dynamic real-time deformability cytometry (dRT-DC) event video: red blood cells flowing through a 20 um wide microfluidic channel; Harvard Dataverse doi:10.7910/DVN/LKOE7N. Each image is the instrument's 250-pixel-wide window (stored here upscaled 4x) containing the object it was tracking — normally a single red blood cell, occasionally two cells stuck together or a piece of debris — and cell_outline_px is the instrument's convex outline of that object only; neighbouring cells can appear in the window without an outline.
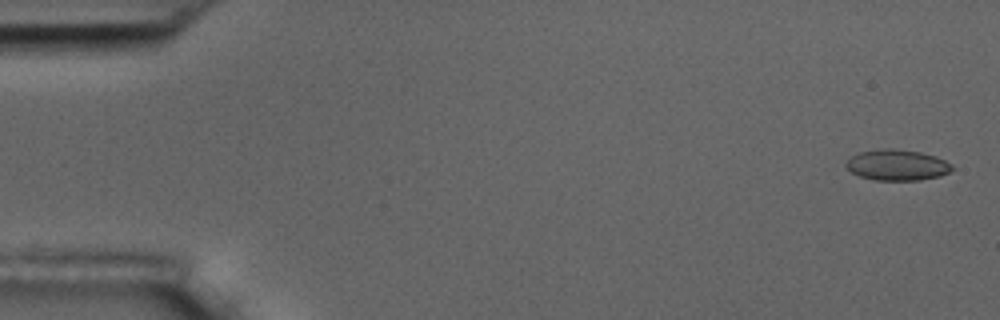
{"species": "common noctule bat (a hibernating species)", "species_latin": "Nyctalus noctula", "temperature_condition": "room temperature", "stored_images_in_passage": 9, "camera_frame_rate_fps": 3000, "um_per_image_px": 0.085, "animal": {"sex": "male", "body_mass_g": 17.5, "forearm_length_mm": 52.3}, "frame": {"image": 1, "passage_image": 1, "time_ms": 0.0, "image_size_px": [1000, 320], "cell_outline_px": [[952, 168], [948, 172], [940, 176], [920, 180], [872, 180], [860, 176], [852, 172], [844, 164], [852, 156], [860, 152], [884, 148], [892, 148], [920, 152], [936, 156], [952, 164]], "centroid_in_image_um": [76.25, 14.03], "position_along_channel_um": 8.7, "area_um2": 18.96}}
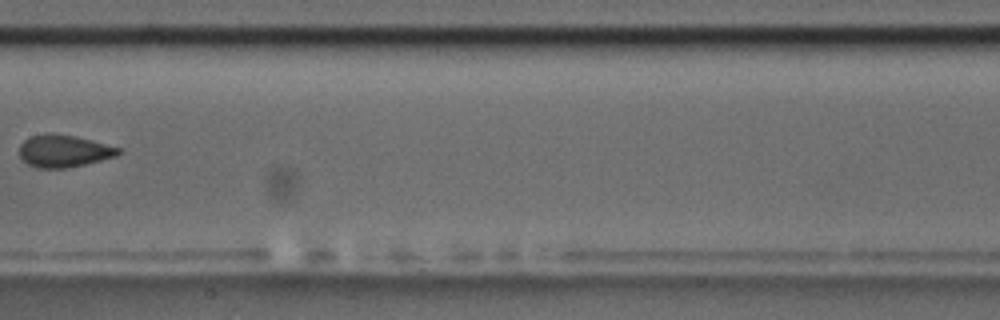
{"frame": {"image": 2, "passage_image": 8, "time_ms": 9.0, "image_size_px": [1000, 320], "cell_outline_px": [[124, 152], [116, 156], [84, 164], [64, 168], [36, 168], [28, 164], [20, 156], [20, 144], [24, 140], [32, 136], [44, 132], [52, 132], [76, 136], [120, 148]], "centroid_in_image_um": [5.41, 12.82], "position_along_channel_um": 202.0, "area_um2": 18.67}}
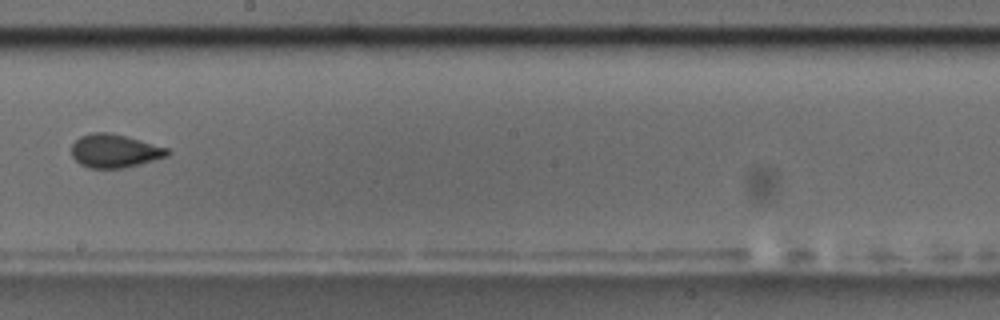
{"frame": {"image": 3, "passage_image": 9, "time_ms": 10.0, "image_size_px": [1000, 320], "cell_outline_px": [[168, 156], [140, 164], [124, 168], [88, 168], [80, 164], [72, 156], [72, 144], [80, 136], [92, 132], [108, 132], [124, 136], [168, 148]], "centroid_in_image_um": [9.71, 12.83], "position_along_channel_um": 238.5, "area_um2": 18.5}}